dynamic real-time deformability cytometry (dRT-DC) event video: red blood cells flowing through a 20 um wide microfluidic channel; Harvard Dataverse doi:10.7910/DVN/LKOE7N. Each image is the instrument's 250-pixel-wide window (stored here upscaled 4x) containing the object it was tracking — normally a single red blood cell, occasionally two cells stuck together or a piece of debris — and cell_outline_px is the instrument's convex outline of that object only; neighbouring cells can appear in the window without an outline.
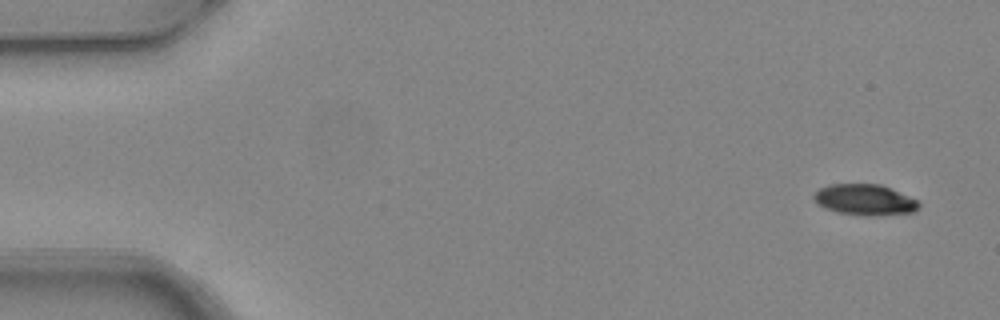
{"species": "common noctule bat (a hibernating species)", "species_latin": "Nyctalus noctula", "temperature_condition": "warm", "stored_images_in_passage": 4, "camera_frame_rate_fps": 3000, "um_per_image_px": 0.085, "animal": {"sex": "female", "body_mass_g": 24.6, "forearm_length_mm": 56.2}, "frame": {"image": 1, "passage_image": 1, "time_ms": 0.0, "image_size_px": [1000, 320], "cell_outline_px": [[920, 204], [912, 212], [876, 216], [864, 216], [836, 212], [824, 208], [812, 196], [820, 188], [828, 184], [880, 184], [916, 200]], "centroid_in_image_um": [73.46, 16.99], "position_along_channel_um": 11.5, "area_um2": 18.67}}
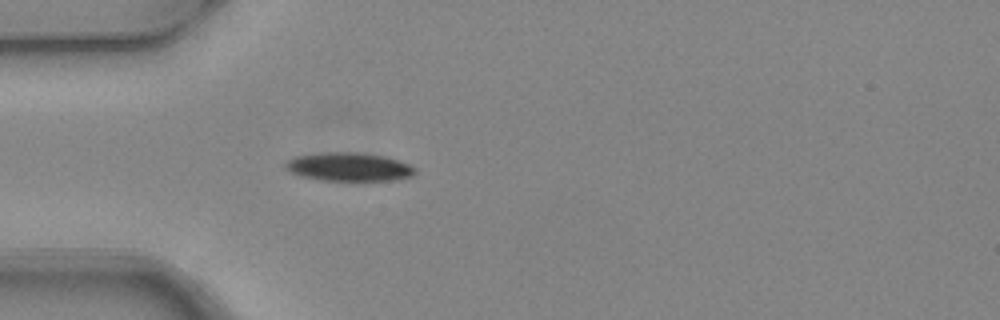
{"frame": {"image": 2, "passage_image": 4, "time_ms": 1.0, "image_size_px": [1000, 320], "cell_outline_px": [[416, 172], [412, 176], [396, 180], [320, 180], [300, 176], [288, 172], [284, 168], [284, 164], [288, 160], [296, 156], [324, 152], [356, 152], [384, 156], [408, 164], [416, 168]], "centroid_in_image_um": [29.62, 14.18], "position_along_channel_um": 55.4, "area_um2": 21.56}}